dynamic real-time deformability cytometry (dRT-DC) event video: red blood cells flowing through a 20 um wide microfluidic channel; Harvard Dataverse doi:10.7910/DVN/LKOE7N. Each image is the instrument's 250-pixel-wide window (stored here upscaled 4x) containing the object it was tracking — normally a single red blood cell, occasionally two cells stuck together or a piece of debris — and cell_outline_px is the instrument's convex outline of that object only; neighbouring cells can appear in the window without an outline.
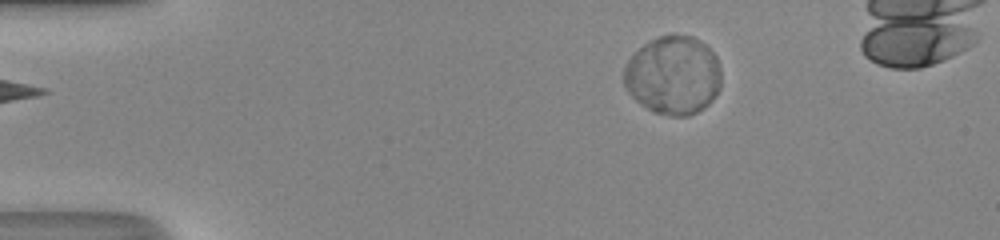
{"species": "human", "species_latin": "Homo sapiens", "temperature_condition": "room temperature", "stored_images_in_passage": 39, "camera_frame_rate_fps": 3000, "um_per_image_px": 0.085, "donor": {"sex": "male"}, "frame": {"image": 1, "passage_image": 1, "time_ms": 0.0, "image_size_px": [1000, 240], "cell_outline_px": [[720, 88], [712, 100], [704, 108], [688, 116], [672, 116], [652, 112], [636, 100], [628, 92], [624, 84], [624, 68], [628, 60], [644, 44], [660, 36], [672, 32], [676, 32], [692, 36], [700, 40], [716, 56], [720, 68]], "centroid_in_image_um": [57.23, 6.39], "position_along_channel_um": 27.8, "area_um2": 44.8}}
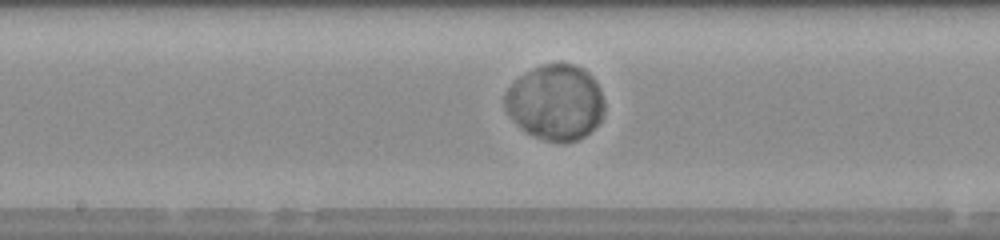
{"frame": {"image": 2, "passage_image": 19, "time_ms": 6.0, "image_size_px": [1000, 240], "cell_outline_px": [[604, 108], [600, 120], [584, 136], [576, 140], [544, 140], [528, 132], [516, 124], [504, 108], [504, 96], [508, 88], [520, 76], [540, 64], [572, 64], [584, 68], [596, 80], [600, 88], [604, 104]], "centroid_in_image_um": [47.21, 8.66], "position_along_channel_um": 201.0, "area_um2": 43.29}}
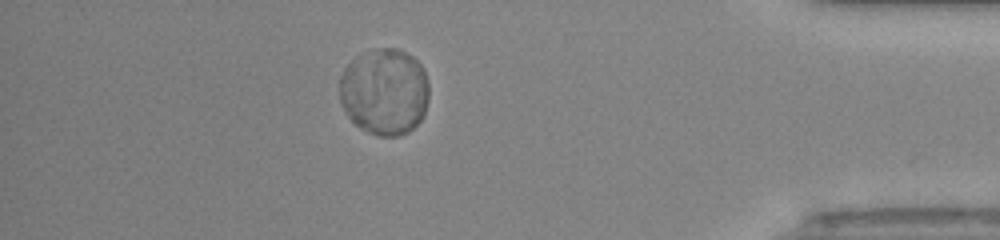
{"frame": {"image": 3, "passage_image": 36, "time_ms": 11.667, "image_size_px": [1000, 240], "cell_outline_px": [[428, 100], [424, 116], [408, 132], [400, 136], [380, 136], [368, 132], [360, 128], [344, 112], [340, 100], [340, 76], [344, 68], [356, 56], [372, 48], [396, 48], [412, 56], [420, 64], [428, 80]], "centroid_in_image_um": [32.67, 7.79], "position_along_channel_um": 402.5, "area_um2": 45.49}}